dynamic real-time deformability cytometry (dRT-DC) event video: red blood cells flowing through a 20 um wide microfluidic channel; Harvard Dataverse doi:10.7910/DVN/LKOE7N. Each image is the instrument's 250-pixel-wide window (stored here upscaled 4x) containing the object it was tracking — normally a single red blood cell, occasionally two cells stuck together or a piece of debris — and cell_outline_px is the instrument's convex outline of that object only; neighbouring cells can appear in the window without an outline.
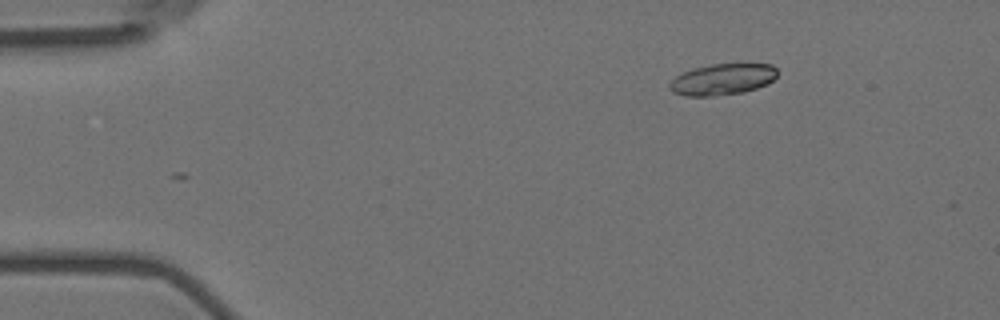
{"species": "Egyptian fruit bat (a non-hibernating species)", "species_latin": "Rousettus aegyptiacus", "temperature_condition": "room temperature", "stored_images_in_passage": 14, "camera_frame_rate_fps": 3000, "um_per_image_px": 0.085, "animal": {"sex": "female"}, "frame": {"image": 1, "passage_image": 1, "time_ms": 0.0, "image_size_px": [1000, 320], "cell_outline_px": [[776, 76], [768, 84], [744, 92], [712, 96], [684, 96], [672, 92], [668, 88], [668, 84], [676, 76], [692, 68], [712, 64], [772, 64], [776, 68]], "centroid_in_image_um": [61.38, 6.75], "position_along_channel_um": 23.6, "area_um2": 19.65}}
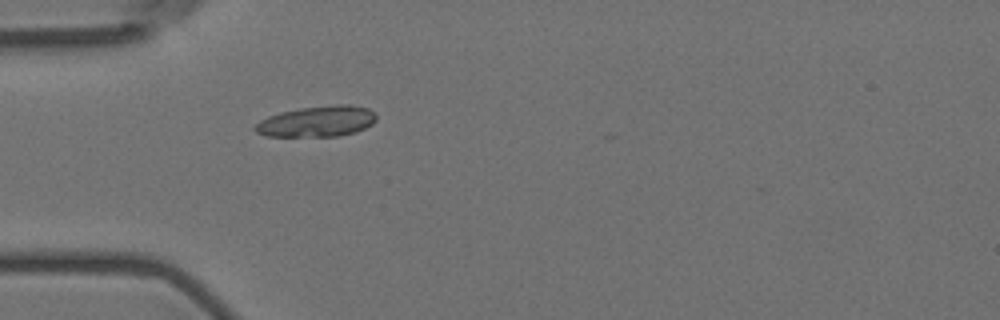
{"frame": {"image": 2, "passage_image": 10, "time_ms": 3.0, "image_size_px": [1000, 320], "cell_outline_px": [[376, 120], [372, 124], [356, 132], [340, 136], [268, 136], [256, 132], [252, 128], [260, 120], [268, 116], [280, 112], [300, 108], [336, 104], [348, 104], [368, 108], [376, 112]], "centroid_in_image_um": [26.97, 10.31], "position_along_channel_um": 58.0, "area_um2": 21.91}}
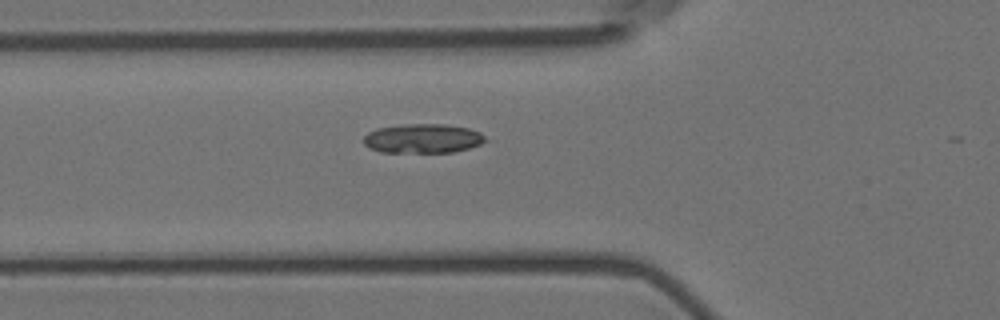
{"frame": {"image": 3, "passage_image": 13, "time_ms": 4.0, "image_size_px": [1000, 320], "cell_outline_px": [[488, 140], [480, 144], [468, 148], [452, 152], [380, 152], [368, 148], [364, 144], [364, 136], [368, 132], [376, 128], [404, 124], [444, 124], [468, 128], [480, 132]], "centroid_in_image_um": [35.91, 11.77], "position_along_channel_um": 89.9, "area_um2": 20.81}}